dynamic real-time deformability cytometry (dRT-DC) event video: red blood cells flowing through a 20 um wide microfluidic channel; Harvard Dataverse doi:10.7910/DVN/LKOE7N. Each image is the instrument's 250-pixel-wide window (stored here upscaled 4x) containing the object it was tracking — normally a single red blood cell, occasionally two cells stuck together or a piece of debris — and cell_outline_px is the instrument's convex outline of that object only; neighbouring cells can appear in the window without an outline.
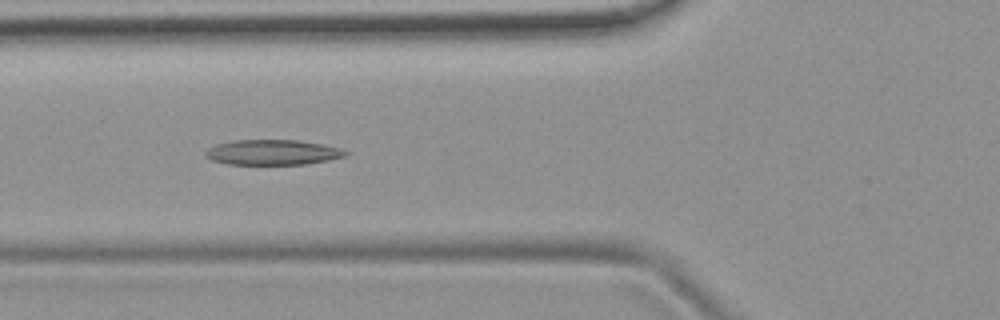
{"species": "common noctule bat (a hibernating species)", "species_latin": "Nyctalus noctula", "temperature_condition": "room temperature", "stored_images_in_passage": 52, "camera_frame_rate_fps": 3000, "um_per_image_px": 0.085, "animal": {"sex": "female", "body_mass_g": 19.9}, "frame": {"image": 1, "passage_image": 19, "time_ms": 6.0, "image_size_px": [1000, 320], "cell_outline_px": [[348, 156], [328, 160], [304, 164], [228, 164], [212, 160], [204, 156], [204, 152], [208, 148], [216, 144], [232, 140], [300, 140], [324, 144], [340, 148], [348, 152]], "centroid_in_image_um": [23.17, 12.94], "position_along_channel_um": 102.6, "area_um2": 20.69}}
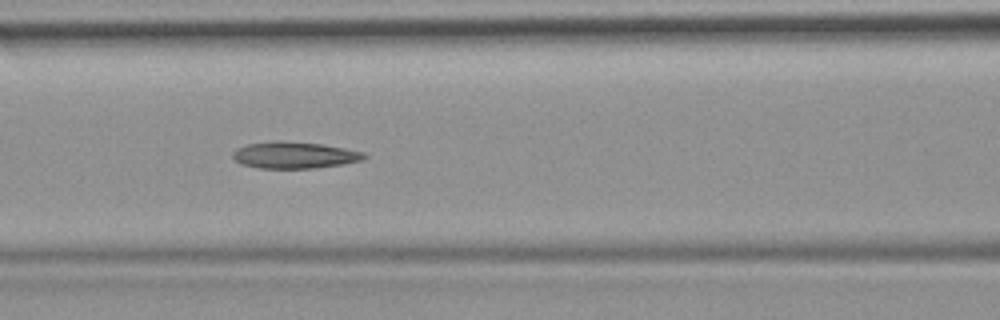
{"frame": {"image": 2, "passage_image": 22, "time_ms": 7.0, "image_size_px": [1000, 320], "cell_outline_px": [[368, 156], [364, 160], [344, 164], [316, 168], [260, 168], [240, 164], [232, 156], [232, 152], [236, 148], [248, 144], [276, 140], [280, 140], [320, 144], [344, 148], [364, 152]], "centroid_in_image_um": [25.03, 13.18], "position_along_channel_um": 141.6, "area_um2": 20.52}}
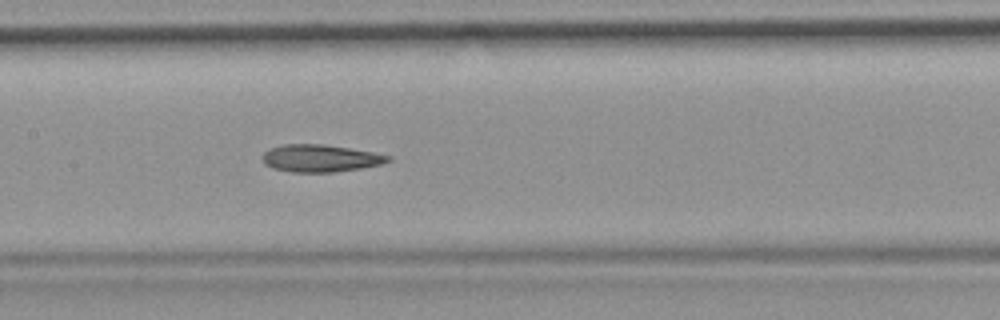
{"frame": {"image": 3, "passage_image": 25, "time_ms": 8.0, "image_size_px": [1000, 320], "cell_outline_px": [[392, 160], [380, 164], [360, 168], [332, 172], [292, 172], [272, 168], [264, 164], [264, 152], [272, 148], [284, 144], [324, 144], [372, 152], [392, 156]], "centroid_in_image_um": [27.24, 13.45], "position_along_channel_um": 180.2, "area_um2": 19.77}, "authors_computed_cell_mechanics": {"area_um2": 20.5768, "velocity_mm_per_s": 3.8713, "shape_relaxation_time_tau1_ms": null, "shape_relaxation_time_tau2_ms": 5.1533, "deformation_change_tau1": null, "deformation_change_tau2": 0.1534}}